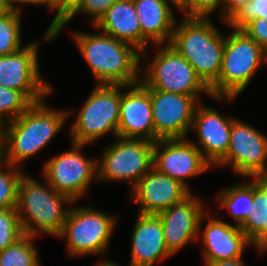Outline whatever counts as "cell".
<instances>
[{
    "label": "cell",
    "instance_id": "1",
    "mask_svg": "<svg viewBox=\"0 0 267 266\" xmlns=\"http://www.w3.org/2000/svg\"><path fill=\"white\" fill-rule=\"evenodd\" d=\"M45 100L33 103L15 120L6 123L1 155L4 162L22 168L26 160L50 144L73 114L72 109L49 107Z\"/></svg>",
    "mask_w": 267,
    "mask_h": 266
},
{
    "label": "cell",
    "instance_id": "2",
    "mask_svg": "<svg viewBox=\"0 0 267 266\" xmlns=\"http://www.w3.org/2000/svg\"><path fill=\"white\" fill-rule=\"evenodd\" d=\"M72 38L97 84L134 85L140 82L141 52L102 32L72 31Z\"/></svg>",
    "mask_w": 267,
    "mask_h": 266
},
{
    "label": "cell",
    "instance_id": "3",
    "mask_svg": "<svg viewBox=\"0 0 267 266\" xmlns=\"http://www.w3.org/2000/svg\"><path fill=\"white\" fill-rule=\"evenodd\" d=\"M175 24L170 45L194 68L197 76L210 88L218 79L225 36L209 16H184Z\"/></svg>",
    "mask_w": 267,
    "mask_h": 266
},
{
    "label": "cell",
    "instance_id": "4",
    "mask_svg": "<svg viewBox=\"0 0 267 266\" xmlns=\"http://www.w3.org/2000/svg\"><path fill=\"white\" fill-rule=\"evenodd\" d=\"M74 201L56 192L47 182L23 174L18 187L17 214L25 235L57 237ZM67 205V206H66Z\"/></svg>",
    "mask_w": 267,
    "mask_h": 266
},
{
    "label": "cell",
    "instance_id": "5",
    "mask_svg": "<svg viewBox=\"0 0 267 266\" xmlns=\"http://www.w3.org/2000/svg\"><path fill=\"white\" fill-rule=\"evenodd\" d=\"M228 28L222 64L217 81L209 88L211 97L231 103L253 80L255 73L267 63V52L243 30ZM225 99V100H224Z\"/></svg>",
    "mask_w": 267,
    "mask_h": 266
},
{
    "label": "cell",
    "instance_id": "6",
    "mask_svg": "<svg viewBox=\"0 0 267 266\" xmlns=\"http://www.w3.org/2000/svg\"><path fill=\"white\" fill-rule=\"evenodd\" d=\"M73 204L57 238L66 239V250L72 258L104 255L108 252L118 217L91 205Z\"/></svg>",
    "mask_w": 267,
    "mask_h": 266
},
{
    "label": "cell",
    "instance_id": "7",
    "mask_svg": "<svg viewBox=\"0 0 267 266\" xmlns=\"http://www.w3.org/2000/svg\"><path fill=\"white\" fill-rule=\"evenodd\" d=\"M120 102L121 85L97 84L71 125V143L91 146L106 134L118 137Z\"/></svg>",
    "mask_w": 267,
    "mask_h": 266
},
{
    "label": "cell",
    "instance_id": "8",
    "mask_svg": "<svg viewBox=\"0 0 267 266\" xmlns=\"http://www.w3.org/2000/svg\"><path fill=\"white\" fill-rule=\"evenodd\" d=\"M159 49L140 77V82L149 89L193 96L205 93L211 97L210 89L197 76L192 65L170 44L154 45ZM143 75V77H142Z\"/></svg>",
    "mask_w": 267,
    "mask_h": 266
},
{
    "label": "cell",
    "instance_id": "9",
    "mask_svg": "<svg viewBox=\"0 0 267 266\" xmlns=\"http://www.w3.org/2000/svg\"><path fill=\"white\" fill-rule=\"evenodd\" d=\"M97 159V181L136 183L153 167L154 142L116 137Z\"/></svg>",
    "mask_w": 267,
    "mask_h": 266
},
{
    "label": "cell",
    "instance_id": "10",
    "mask_svg": "<svg viewBox=\"0 0 267 266\" xmlns=\"http://www.w3.org/2000/svg\"><path fill=\"white\" fill-rule=\"evenodd\" d=\"M85 146L71 143V150L50 158L41 171L45 182L74 202L85 196L91 182L97 180V159L82 154Z\"/></svg>",
    "mask_w": 267,
    "mask_h": 266
},
{
    "label": "cell",
    "instance_id": "11",
    "mask_svg": "<svg viewBox=\"0 0 267 266\" xmlns=\"http://www.w3.org/2000/svg\"><path fill=\"white\" fill-rule=\"evenodd\" d=\"M231 167L243 178L267 175V136L252 125L235 119L226 156L214 167Z\"/></svg>",
    "mask_w": 267,
    "mask_h": 266
},
{
    "label": "cell",
    "instance_id": "12",
    "mask_svg": "<svg viewBox=\"0 0 267 266\" xmlns=\"http://www.w3.org/2000/svg\"><path fill=\"white\" fill-rule=\"evenodd\" d=\"M37 41H30L13 54L0 56V86L21 91L32 103L46 99L54 91L39 72Z\"/></svg>",
    "mask_w": 267,
    "mask_h": 266
},
{
    "label": "cell",
    "instance_id": "13",
    "mask_svg": "<svg viewBox=\"0 0 267 266\" xmlns=\"http://www.w3.org/2000/svg\"><path fill=\"white\" fill-rule=\"evenodd\" d=\"M154 143L159 139L188 138L200 103L193 96L150 89Z\"/></svg>",
    "mask_w": 267,
    "mask_h": 266
},
{
    "label": "cell",
    "instance_id": "14",
    "mask_svg": "<svg viewBox=\"0 0 267 266\" xmlns=\"http://www.w3.org/2000/svg\"><path fill=\"white\" fill-rule=\"evenodd\" d=\"M153 167L158 172L181 182L189 190L187 178L213 168L187 138L157 140L153 148Z\"/></svg>",
    "mask_w": 267,
    "mask_h": 266
},
{
    "label": "cell",
    "instance_id": "15",
    "mask_svg": "<svg viewBox=\"0 0 267 266\" xmlns=\"http://www.w3.org/2000/svg\"><path fill=\"white\" fill-rule=\"evenodd\" d=\"M234 120L235 117L224 116L202 102L196 107L190 132L196 133L199 142H191L213 168L226 156Z\"/></svg>",
    "mask_w": 267,
    "mask_h": 266
},
{
    "label": "cell",
    "instance_id": "16",
    "mask_svg": "<svg viewBox=\"0 0 267 266\" xmlns=\"http://www.w3.org/2000/svg\"><path fill=\"white\" fill-rule=\"evenodd\" d=\"M199 221L198 241L203 245V261L231 260L243 256L246 247H253L240 226L213 217L209 209ZM208 221L203 229V221ZM202 228V230H201ZM203 231V232H202ZM201 236V237H200ZM200 238V239H199Z\"/></svg>",
    "mask_w": 267,
    "mask_h": 266
},
{
    "label": "cell",
    "instance_id": "17",
    "mask_svg": "<svg viewBox=\"0 0 267 266\" xmlns=\"http://www.w3.org/2000/svg\"><path fill=\"white\" fill-rule=\"evenodd\" d=\"M130 198L138 205V213L157 215L187 198L192 192L181 182L152 167L130 189Z\"/></svg>",
    "mask_w": 267,
    "mask_h": 266
},
{
    "label": "cell",
    "instance_id": "18",
    "mask_svg": "<svg viewBox=\"0 0 267 266\" xmlns=\"http://www.w3.org/2000/svg\"><path fill=\"white\" fill-rule=\"evenodd\" d=\"M193 195L191 193L183 201L157 214L161 219L167 249L173 255L192 241H198L199 221L206 208L204 201Z\"/></svg>",
    "mask_w": 267,
    "mask_h": 266
},
{
    "label": "cell",
    "instance_id": "19",
    "mask_svg": "<svg viewBox=\"0 0 267 266\" xmlns=\"http://www.w3.org/2000/svg\"><path fill=\"white\" fill-rule=\"evenodd\" d=\"M119 110L118 137L154 142V122L149 88L141 82L129 86L121 85Z\"/></svg>",
    "mask_w": 267,
    "mask_h": 266
},
{
    "label": "cell",
    "instance_id": "20",
    "mask_svg": "<svg viewBox=\"0 0 267 266\" xmlns=\"http://www.w3.org/2000/svg\"><path fill=\"white\" fill-rule=\"evenodd\" d=\"M131 234L129 266H154L174 256L164 239L161 219L154 214L137 213Z\"/></svg>",
    "mask_w": 267,
    "mask_h": 266
},
{
    "label": "cell",
    "instance_id": "21",
    "mask_svg": "<svg viewBox=\"0 0 267 266\" xmlns=\"http://www.w3.org/2000/svg\"><path fill=\"white\" fill-rule=\"evenodd\" d=\"M133 4L141 26V58L147 59L150 42L170 43L177 20L166 0H133Z\"/></svg>",
    "mask_w": 267,
    "mask_h": 266
},
{
    "label": "cell",
    "instance_id": "22",
    "mask_svg": "<svg viewBox=\"0 0 267 266\" xmlns=\"http://www.w3.org/2000/svg\"><path fill=\"white\" fill-rule=\"evenodd\" d=\"M92 27L134 46L141 52V26L133 0L116 1Z\"/></svg>",
    "mask_w": 267,
    "mask_h": 266
},
{
    "label": "cell",
    "instance_id": "23",
    "mask_svg": "<svg viewBox=\"0 0 267 266\" xmlns=\"http://www.w3.org/2000/svg\"><path fill=\"white\" fill-rule=\"evenodd\" d=\"M247 239L261 255L267 252V190L253 178V206L240 226Z\"/></svg>",
    "mask_w": 267,
    "mask_h": 266
},
{
    "label": "cell",
    "instance_id": "24",
    "mask_svg": "<svg viewBox=\"0 0 267 266\" xmlns=\"http://www.w3.org/2000/svg\"><path fill=\"white\" fill-rule=\"evenodd\" d=\"M250 179L227 186L220 190L216 198L219 209H226L237 226L245 222L253 206V178Z\"/></svg>",
    "mask_w": 267,
    "mask_h": 266
},
{
    "label": "cell",
    "instance_id": "25",
    "mask_svg": "<svg viewBox=\"0 0 267 266\" xmlns=\"http://www.w3.org/2000/svg\"><path fill=\"white\" fill-rule=\"evenodd\" d=\"M36 236L24 235L17 242L0 251V266H41Z\"/></svg>",
    "mask_w": 267,
    "mask_h": 266
},
{
    "label": "cell",
    "instance_id": "26",
    "mask_svg": "<svg viewBox=\"0 0 267 266\" xmlns=\"http://www.w3.org/2000/svg\"><path fill=\"white\" fill-rule=\"evenodd\" d=\"M22 10L9 9L0 17V56L19 51L22 46Z\"/></svg>",
    "mask_w": 267,
    "mask_h": 266
},
{
    "label": "cell",
    "instance_id": "27",
    "mask_svg": "<svg viewBox=\"0 0 267 266\" xmlns=\"http://www.w3.org/2000/svg\"><path fill=\"white\" fill-rule=\"evenodd\" d=\"M21 169L0 158V209L17 207L18 187L24 174Z\"/></svg>",
    "mask_w": 267,
    "mask_h": 266
},
{
    "label": "cell",
    "instance_id": "28",
    "mask_svg": "<svg viewBox=\"0 0 267 266\" xmlns=\"http://www.w3.org/2000/svg\"><path fill=\"white\" fill-rule=\"evenodd\" d=\"M32 104L21 91L0 86V118L6 123L15 120Z\"/></svg>",
    "mask_w": 267,
    "mask_h": 266
},
{
    "label": "cell",
    "instance_id": "29",
    "mask_svg": "<svg viewBox=\"0 0 267 266\" xmlns=\"http://www.w3.org/2000/svg\"><path fill=\"white\" fill-rule=\"evenodd\" d=\"M119 0H80L71 14L54 30L55 39L60 35L65 26L70 23L76 15L85 14L91 18V26H94L98 20L105 14L106 10Z\"/></svg>",
    "mask_w": 267,
    "mask_h": 266
},
{
    "label": "cell",
    "instance_id": "30",
    "mask_svg": "<svg viewBox=\"0 0 267 266\" xmlns=\"http://www.w3.org/2000/svg\"><path fill=\"white\" fill-rule=\"evenodd\" d=\"M16 208L0 209V251L24 236Z\"/></svg>",
    "mask_w": 267,
    "mask_h": 266
},
{
    "label": "cell",
    "instance_id": "31",
    "mask_svg": "<svg viewBox=\"0 0 267 266\" xmlns=\"http://www.w3.org/2000/svg\"><path fill=\"white\" fill-rule=\"evenodd\" d=\"M45 6L50 12L55 11V16L45 31L44 41L52 42L55 39V29L71 14L73 11V0H39L38 6Z\"/></svg>",
    "mask_w": 267,
    "mask_h": 266
},
{
    "label": "cell",
    "instance_id": "32",
    "mask_svg": "<svg viewBox=\"0 0 267 266\" xmlns=\"http://www.w3.org/2000/svg\"><path fill=\"white\" fill-rule=\"evenodd\" d=\"M267 19V0H251L227 22L234 29H241L246 23L254 18Z\"/></svg>",
    "mask_w": 267,
    "mask_h": 266
},
{
    "label": "cell",
    "instance_id": "33",
    "mask_svg": "<svg viewBox=\"0 0 267 266\" xmlns=\"http://www.w3.org/2000/svg\"><path fill=\"white\" fill-rule=\"evenodd\" d=\"M241 30L267 52V19L254 18L246 23Z\"/></svg>",
    "mask_w": 267,
    "mask_h": 266
},
{
    "label": "cell",
    "instance_id": "34",
    "mask_svg": "<svg viewBox=\"0 0 267 266\" xmlns=\"http://www.w3.org/2000/svg\"><path fill=\"white\" fill-rule=\"evenodd\" d=\"M221 0H190V16H210L219 9Z\"/></svg>",
    "mask_w": 267,
    "mask_h": 266
},
{
    "label": "cell",
    "instance_id": "35",
    "mask_svg": "<svg viewBox=\"0 0 267 266\" xmlns=\"http://www.w3.org/2000/svg\"><path fill=\"white\" fill-rule=\"evenodd\" d=\"M251 0H221L219 4V17L222 21L228 22L238 10Z\"/></svg>",
    "mask_w": 267,
    "mask_h": 266
},
{
    "label": "cell",
    "instance_id": "36",
    "mask_svg": "<svg viewBox=\"0 0 267 266\" xmlns=\"http://www.w3.org/2000/svg\"><path fill=\"white\" fill-rule=\"evenodd\" d=\"M205 266H246L242 257L231 260H219L214 262H203Z\"/></svg>",
    "mask_w": 267,
    "mask_h": 266
},
{
    "label": "cell",
    "instance_id": "37",
    "mask_svg": "<svg viewBox=\"0 0 267 266\" xmlns=\"http://www.w3.org/2000/svg\"><path fill=\"white\" fill-rule=\"evenodd\" d=\"M4 4L9 8V9H16V10H22L21 5H39V0H3Z\"/></svg>",
    "mask_w": 267,
    "mask_h": 266
},
{
    "label": "cell",
    "instance_id": "38",
    "mask_svg": "<svg viewBox=\"0 0 267 266\" xmlns=\"http://www.w3.org/2000/svg\"><path fill=\"white\" fill-rule=\"evenodd\" d=\"M170 5L181 11L184 16H190V0H166Z\"/></svg>",
    "mask_w": 267,
    "mask_h": 266
},
{
    "label": "cell",
    "instance_id": "39",
    "mask_svg": "<svg viewBox=\"0 0 267 266\" xmlns=\"http://www.w3.org/2000/svg\"><path fill=\"white\" fill-rule=\"evenodd\" d=\"M5 127L6 122L0 118V158L5 145Z\"/></svg>",
    "mask_w": 267,
    "mask_h": 266
},
{
    "label": "cell",
    "instance_id": "40",
    "mask_svg": "<svg viewBox=\"0 0 267 266\" xmlns=\"http://www.w3.org/2000/svg\"><path fill=\"white\" fill-rule=\"evenodd\" d=\"M96 264H97L96 266H120V265H118V263L116 264L115 262L110 261L108 259H105V260L103 259Z\"/></svg>",
    "mask_w": 267,
    "mask_h": 266
},
{
    "label": "cell",
    "instance_id": "41",
    "mask_svg": "<svg viewBox=\"0 0 267 266\" xmlns=\"http://www.w3.org/2000/svg\"><path fill=\"white\" fill-rule=\"evenodd\" d=\"M9 8L4 4L3 0H0V17L5 14Z\"/></svg>",
    "mask_w": 267,
    "mask_h": 266
},
{
    "label": "cell",
    "instance_id": "42",
    "mask_svg": "<svg viewBox=\"0 0 267 266\" xmlns=\"http://www.w3.org/2000/svg\"><path fill=\"white\" fill-rule=\"evenodd\" d=\"M260 184L267 190V175L257 177Z\"/></svg>",
    "mask_w": 267,
    "mask_h": 266
},
{
    "label": "cell",
    "instance_id": "43",
    "mask_svg": "<svg viewBox=\"0 0 267 266\" xmlns=\"http://www.w3.org/2000/svg\"><path fill=\"white\" fill-rule=\"evenodd\" d=\"M79 1H80V0H73V10H74L76 4H77Z\"/></svg>",
    "mask_w": 267,
    "mask_h": 266
}]
</instances>
